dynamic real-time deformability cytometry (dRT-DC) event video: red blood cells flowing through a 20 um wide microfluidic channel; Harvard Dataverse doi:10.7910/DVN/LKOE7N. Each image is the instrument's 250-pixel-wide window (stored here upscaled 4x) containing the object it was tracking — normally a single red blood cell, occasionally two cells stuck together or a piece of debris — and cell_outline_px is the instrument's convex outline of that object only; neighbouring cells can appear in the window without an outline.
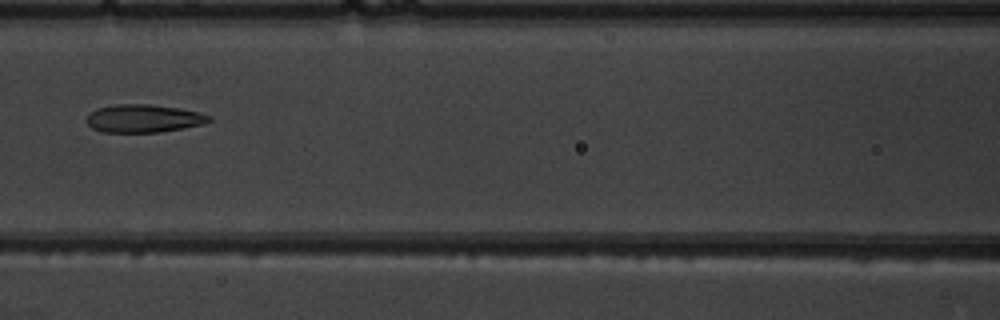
{"species": "common noctule bat (a hibernating species)", "species_latin": "Nyctalus noctula", "temperature_condition": "warm", "stored_images_in_passage": 6, "camera_frame_rate_fps": 3000, "um_per_image_px": 0.085, "animal": {"sex": "male", "body_mass_g": 19.5, "forearm_length_mm": 54.6}, "frame": {"image": 1, "passage_image": 6, "time_ms": 7.0, "image_size_px": [1000, 320], "cell_outline_px": [[212, 120], [204, 124], [160, 132], [100, 132], [92, 128], [84, 120], [88, 112], [96, 108], [116, 104], [148, 104], [180, 108], [200, 112], [212, 116]], "centroid_in_image_um": [12.17, 10.06], "position_along_channel_um": 154.4, "area_um2": 20.29}}